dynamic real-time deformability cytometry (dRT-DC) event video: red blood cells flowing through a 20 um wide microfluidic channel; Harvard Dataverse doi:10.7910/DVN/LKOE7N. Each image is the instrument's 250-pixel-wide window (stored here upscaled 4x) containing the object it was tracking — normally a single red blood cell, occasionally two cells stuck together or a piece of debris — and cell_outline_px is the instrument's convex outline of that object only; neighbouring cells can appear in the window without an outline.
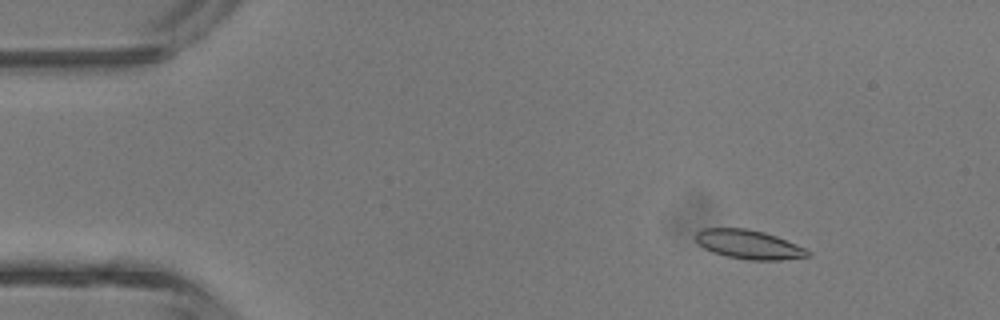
{"species": "common noctule bat (a hibernating species)", "species_latin": "Nyctalus noctula", "temperature_condition": "room temperature", "stored_images_in_passage": 3, "camera_frame_rate_fps": 3000, "um_per_image_px": 0.085, "animal": {"sex": "male", "body_mass_g": 13.3}, "frame": {"image": 1, "passage_image": 1, "time_ms": 0.0, "image_size_px": [1000, 320], "cell_outline_px": [[812, 252], [808, 256], [780, 260], [748, 260], [724, 256], [712, 252], [704, 248], [696, 240], [696, 232], [704, 228], [748, 228], [764, 232], [776, 236], [796, 244]], "centroid_in_image_um": [63.63, 20.78], "position_along_channel_um": 21.4, "area_um2": 18.96}}
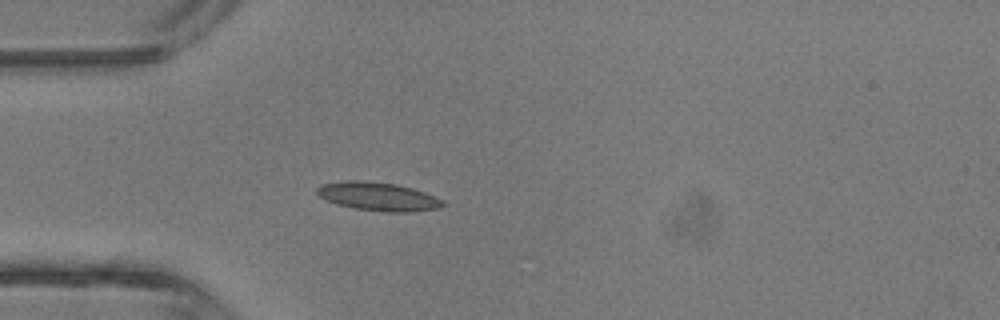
{"frame": {"image": 2, "passage_image": 3, "time_ms": 2.333, "image_size_px": [1000, 320], "cell_outline_px": [[444, 204], [440, 208], [408, 212], [388, 212], [352, 208], [336, 204], [320, 196], [316, 192], [316, 188], [320, 184], [344, 180], [364, 180], [396, 184], [412, 188], [424, 192], [444, 200]], "centroid_in_image_um": [32.12, 16.69], "position_along_channel_um": 52.9, "area_um2": 20.98}}